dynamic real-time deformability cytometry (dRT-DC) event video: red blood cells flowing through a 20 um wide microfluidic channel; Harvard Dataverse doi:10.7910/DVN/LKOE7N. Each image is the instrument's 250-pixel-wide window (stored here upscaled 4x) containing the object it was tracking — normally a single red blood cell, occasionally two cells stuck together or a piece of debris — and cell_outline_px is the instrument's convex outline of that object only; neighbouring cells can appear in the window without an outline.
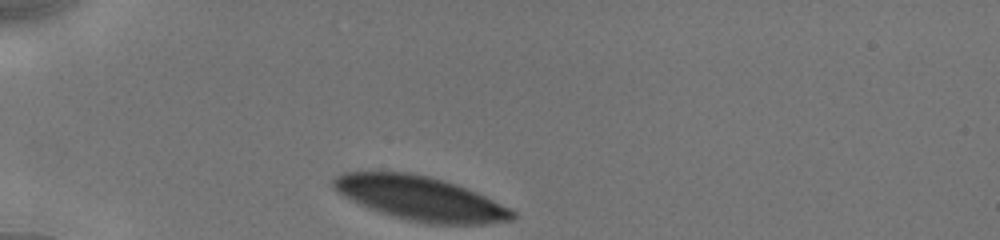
{"species": "human", "species_latin": "Homo sapiens", "temperature_condition": "cold", "stored_images_in_passage": 39, "camera_frame_rate_fps": 3000, "um_per_image_px": 0.085, "donor": {"sex": "male"}, "frame": {"image": 1, "passage_image": 1, "time_ms": 0.0, "image_size_px": [1000, 240], "cell_outline_px": [[516, 216], [512, 220], [488, 224], [432, 224], [408, 220], [392, 216], [368, 208], [344, 196], [332, 184], [332, 180], [336, 176], [344, 172], [408, 172], [428, 176], [444, 180], [456, 184], [476, 192], [516, 212]], "centroid_in_image_um": [35.74, 16.87], "position_along_channel_um": 49.3, "area_um2": 45.6}}
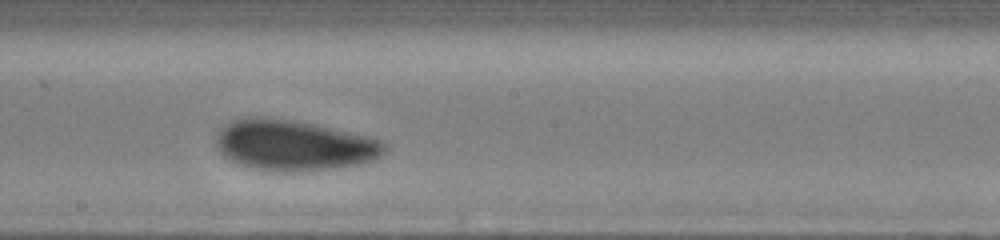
{"frame": {"image": 2, "passage_image": 23, "time_ms": 5.333, "image_size_px": [1000, 240], "cell_outline_px": [[388, 148], [380, 156], [372, 160], [360, 164], [336, 168], [288, 172], [280, 172], [248, 168], [224, 156], [216, 148], [216, 136], [220, 128], [232, 120], [248, 116], [272, 116], [316, 124], [368, 136], [380, 140]], "centroid_in_image_um": [24.94, 12.33], "position_along_channel_um": 223.3, "area_um2": 50.23}}
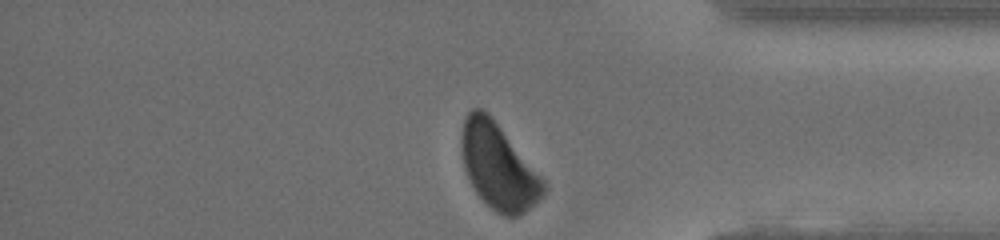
{"frame": {"image": 3, "passage_image": 39, "time_ms": 10.0, "image_size_px": [1000, 240], "cell_outline_px": [[548, 188], [544, 196], [524, 212], [516, 216], [504, 216], [496, 212], [476, 192], [464, 168], [460, 148], [460, 136], [464, 116], [472, 108], [480, 108], [488, 112], [544, 180]], "centroid_in_image_um": [42.34, 14.12], "position_along_channel_um": 392.9, "area_um2": 40.75}, "authors_computed_cell_mechanics": {"area_um2": 49.0144, "velocity_mm_per_s": 3.8616, "shape_relaxation_time_tau1_ms": 2.117, "shape_relaxation_time_tau2_ms": 1.0693, "deformation_change_tau1": 0.1017, "deformation_change_tau2": 0.0578}}